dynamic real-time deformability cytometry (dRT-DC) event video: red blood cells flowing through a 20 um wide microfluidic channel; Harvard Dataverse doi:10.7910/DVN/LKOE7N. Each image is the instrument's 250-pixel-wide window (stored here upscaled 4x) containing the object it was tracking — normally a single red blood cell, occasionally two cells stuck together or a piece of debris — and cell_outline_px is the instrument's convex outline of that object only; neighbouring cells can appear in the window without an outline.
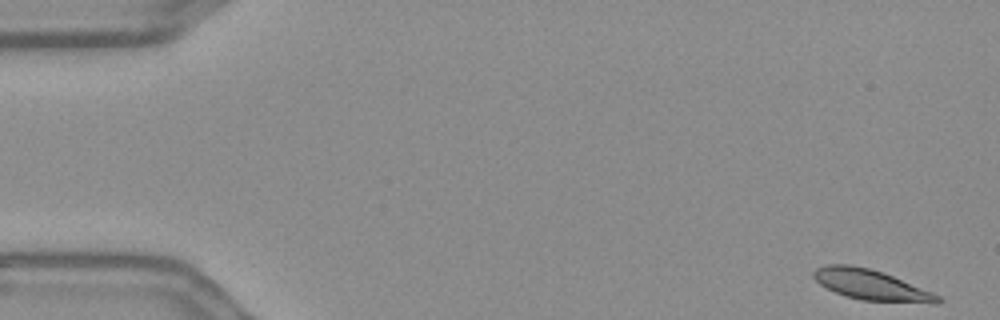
{"species": "Egyptian fruit bat (a non-hibernating species)", "species_latin": "Rousettus aegyptiacus", "temperature_condition": "warm", "stored_images_in_passage": 56, "camera_frame_rate_fps": 3000, "um_per_image_px": 0.085, "frame": {"image": 1, "passage_image": 1, "time_ms": 0.0, "image_size_px": [1000, 320], "cell_outline_px": [[944, 300], [936, 304], [860, 300], [844, 296], [820, 284], [812, 276], [812, 272], [816, 268], [828, 264], [852, 264], [884, 272], [932, 292], [940, 296]], "centroid_in_image_um": [74.06, 24.22], "position_along_channel_um": 10.9, "area_um2": 22.2}}
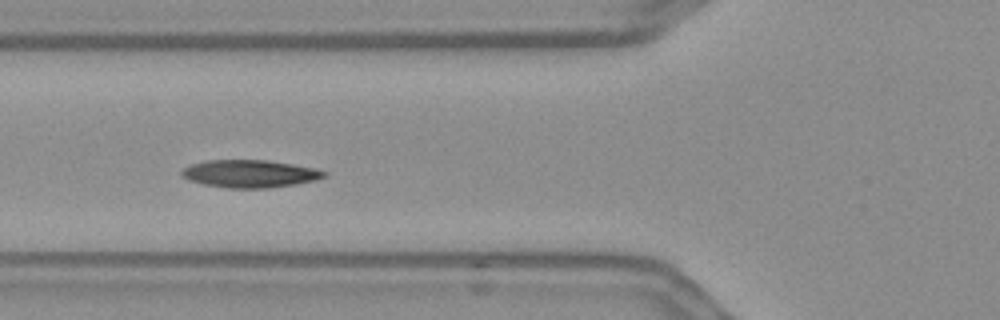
{"frame": {"image": 2, "passage_image": 20, "time_ms": 6.333, "image_size_px": [1000, 320], "cell_outline_px": [[328, 176], [316, 180], [296, 184], [268, 188], [228, 188], [204, 184], [188, 180], [180, 176], [180, 172], [184, 168], [192, 164], [204, 160], [268, 160], [316, 168], [328, 172]], "centroid_in_image_um": [21.25, 14.76], "position_along_channel_um": 104.5, "area_um2": 23.12}}
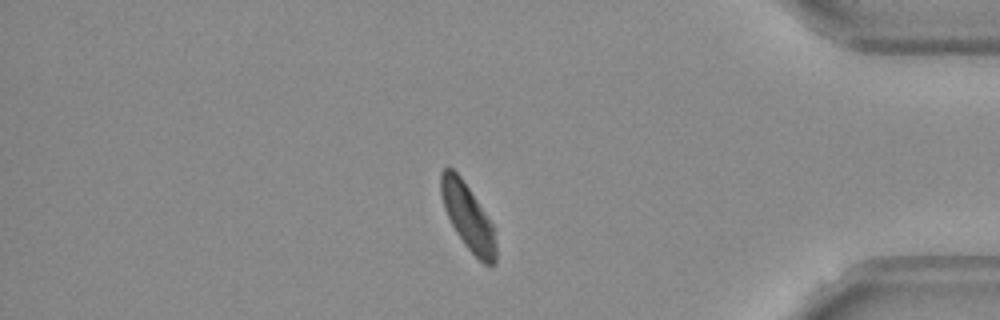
{"frame": {"image": 3, "passage_image": 47, "time_ms": 15.333, "image_size_px": [1000, 320], "cell_outline_px": [[496, 264], [484, 264], [464, 244], [456, 232], [444, 208], [440, 192], [440, 172], [444, 168], [452, 168], [460, 176], [492, 224], [496, 244]], "centroid_in_image_um": [39.75, 18.43], "position_along_channel_um": 395.4, "area_um2": 20.63}, "authors_computed_cell_mechanics": {"area_um2": 22.2241, "velocity_mm_per_s": 3.5845, "shape_relaxation_time_tau1_ms": 4.6502, "shape_relaxation_time_tau2_ms": 4.7248, "deformation_change_tau1": 0.1341, "deformation_change_tau2": 0.0914}}